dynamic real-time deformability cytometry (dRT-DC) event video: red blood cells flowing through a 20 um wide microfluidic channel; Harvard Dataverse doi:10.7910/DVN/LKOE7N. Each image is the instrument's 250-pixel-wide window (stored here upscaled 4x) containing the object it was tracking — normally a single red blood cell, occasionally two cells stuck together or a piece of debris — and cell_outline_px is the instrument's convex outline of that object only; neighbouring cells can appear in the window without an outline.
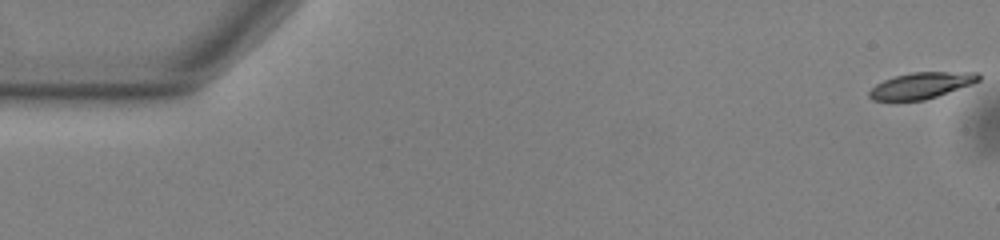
{"species": "common noctule bat (a hibernating species)", "species_latin": "Nyctalus noctula", "temperature_condition": "warm", "stored_images_in_passage": 55, "camera_frame_rate_fps": 3000, "um_per_image_px": 0.085, "animal": {"sex": "male", "body_mass_g": 13.0, "forearm_length_mm": 53.1}, "frame": {"image": 1, "passage_image": 1, "time_ms": 0.0, "image_size_px": [1000, 240], "cell_outline_px": [[980, 80], [972, 84], [924, 100], [872, 100], [868, 96], [868, 92], [876, 84], [884, 80], [896, 76], [912, 72], [980, 72]], "centroid_in_image_um": [78.32, 7.25], "position_along_channel_um": 6.7, "area_um2": 16.53}}
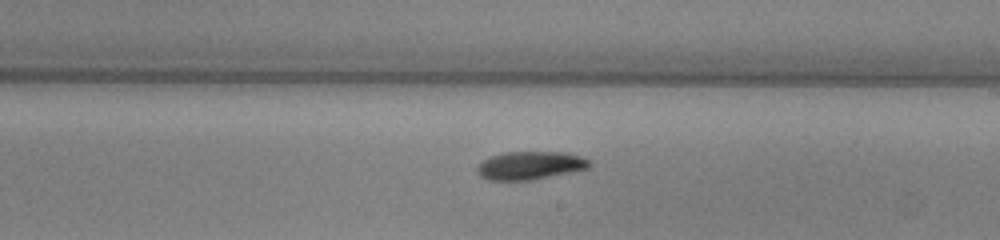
{"frame": {"image": 2, "passage_image": 32, "time_ms": 10.333, "image_size_px": [1000, 240], "cell_outline_px": [[592, 164], [588, 168], [532, 180], [488, 180], [480, 176], [476, 172], [476, 168], [484, 160], [492, 156], [504, 152], [568, 152], [580, 156], [588, 160]], "centroid_in_image_um": [45.05, 14.06], "position_along_channel_um": 244.0, "area_um2": 18.32}}
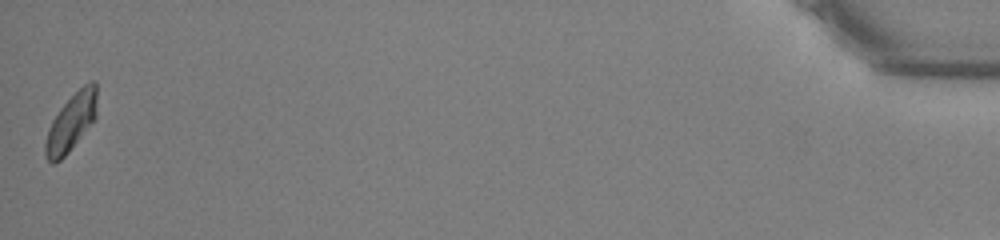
{"frame": {"image": 3, "passage_image": 55, "time_ms": 18.0, "image_size_px": [1000, 240], "cell_outline_px": [[96, 116], [68, 152], [60, 160], [52, 164], [48, 160], [44, 152], [44, 144], [48, 128], [52, 120], [60, 108], [84, 84], [92, 80], [96, 80]], "centroid_in_image_um": [6.02, 10.4], "position_along_channel_um": 429.2, "area_um2": 16.88}, "authors_computed_cell_mechanics": {"area_um2": 17.918, "velocity_mm_per_s": 3.7291, "shape_relaxation_time_tau1_ms": 3.8914, "shape_relaxation_time_tau2_ms": null, "deformation_change_tau1": 0.1304, "deformation_change_tau2": null}}